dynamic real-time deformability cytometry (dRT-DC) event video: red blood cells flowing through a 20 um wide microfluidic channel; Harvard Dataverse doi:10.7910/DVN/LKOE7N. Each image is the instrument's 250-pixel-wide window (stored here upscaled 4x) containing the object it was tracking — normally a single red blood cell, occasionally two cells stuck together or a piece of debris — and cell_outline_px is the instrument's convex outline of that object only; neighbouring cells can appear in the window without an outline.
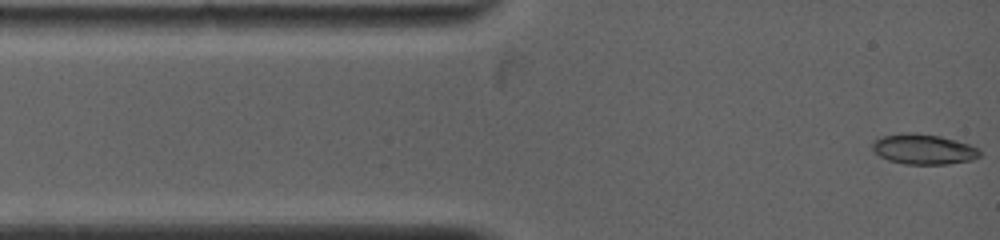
{"species": "common noctule bat (a hibernating species)", "species_latin": "Nyctalus noctula", "temperature_condition": "warm", "stored_images_in_passage": 37, "camera_frame_rate_fps": 5000, "um_per_image_px": 0.085, "animal": {"sex": "female", "body_mass_g": 19.0, "forearm_length_mm": 53.3}, "frame": {"image": 1, "passage_image": 1, "time_ms": 0.0, "image_size_px": [1000, 240], "cell_outline_px": [[980, 156], [972, 160], [948, 164], [904, 164], [888, 160], [880, 156], [872, 148], [872, 140], [884, 136], [904, 132], [916, 132], [940, 136], [956, 140], [980, 148]], "centroid_in_image_um": [78.5, 12.67], "position_along_channel_um": 6.5, "area_um2": 19.07}}
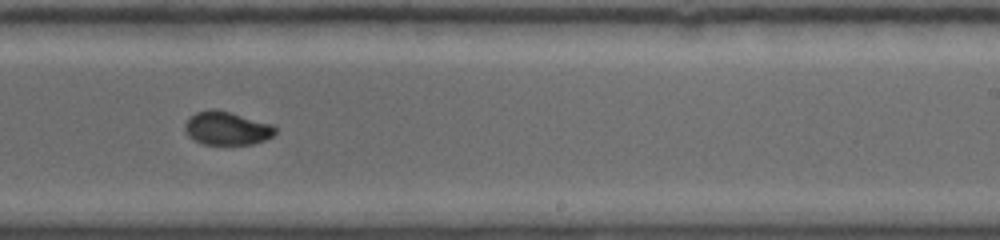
{"frame": {"image": 2, "passage_image": 20, "time_ms": 7.8, "image_size_px": [1000, 240], "cell_outline_px": [[276, 132], [272, 136], [264, 140], [252, 144], [204, 144], [188, 136], [184, 128], [184, 124], [196, 112], [212, 108], [216, 108], [232, 112], [272, 124], [276, 128]], "centroid_in_image_um": [19.29, 10.88], "position_along_channel_um": 269.7, "area_um2": 17.57}}
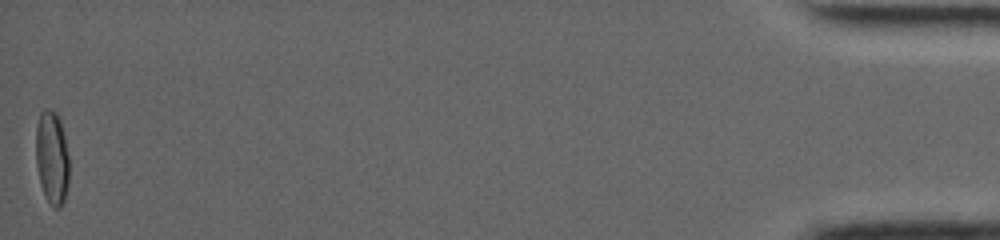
{"frame": {"image": 3, "passage_image": 37, "time_ms": 15.8, "image_size_px": [1000, 240], "cell_outline_px": [[68, 184], [64, 200], [60, 208], [52, 208], [48, 204], [44, 196], [40, 184], [36, 164], [36, 124], [40, 112], [44, 108], [52, 108], [56, 112], [60, 120], [64, 136], [68, 156]], "centroid_in_image_um": [4.4, 13.4], "position_along_channel_um": 430.8, "area_um2": 18.44}}